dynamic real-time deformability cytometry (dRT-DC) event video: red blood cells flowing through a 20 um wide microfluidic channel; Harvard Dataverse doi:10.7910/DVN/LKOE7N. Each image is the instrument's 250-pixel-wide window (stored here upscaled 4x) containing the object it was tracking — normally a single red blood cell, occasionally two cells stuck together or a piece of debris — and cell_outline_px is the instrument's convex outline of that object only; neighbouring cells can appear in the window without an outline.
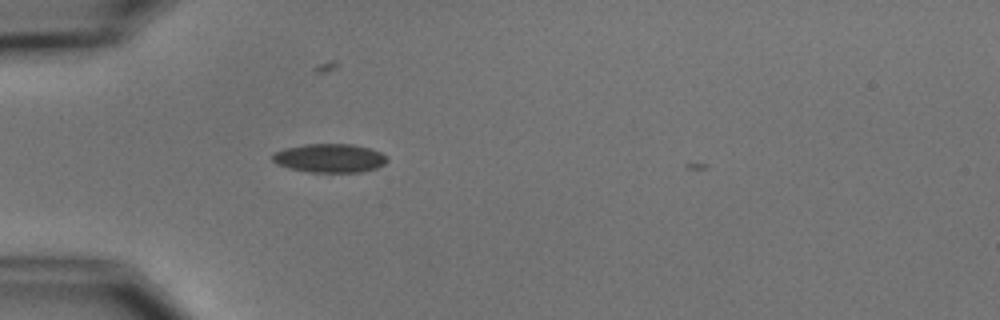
{"species": "common noctule bat (a hibernating species)", "species_latin": "Nyctalus noctula", "temperature_condition": "cold", "stored_images_in_passage": 1, "camera_frame_rate_fps": 3000, "um_per_image_px": 0.085, "animal": {"sex": "male", "body_mass_g": 15.6}, "frame": {"image": 1, "passage_image": 1, "time_ms": 0.0, "image_size_px": [1000, 320], "cell_outline_px": [[388, 160], [384, 164], [376, 168], [360, 172], [308, 172], [288, 168], [272, 160], [272, 156], [276, 152], [284, 148], [304, 144], [352, 144], [372, 148], [388, 156]], "centroid_in_image_um": [28.06, 13.43], "position_along_channel_um": 56.9, "area_um2": 19.25}}